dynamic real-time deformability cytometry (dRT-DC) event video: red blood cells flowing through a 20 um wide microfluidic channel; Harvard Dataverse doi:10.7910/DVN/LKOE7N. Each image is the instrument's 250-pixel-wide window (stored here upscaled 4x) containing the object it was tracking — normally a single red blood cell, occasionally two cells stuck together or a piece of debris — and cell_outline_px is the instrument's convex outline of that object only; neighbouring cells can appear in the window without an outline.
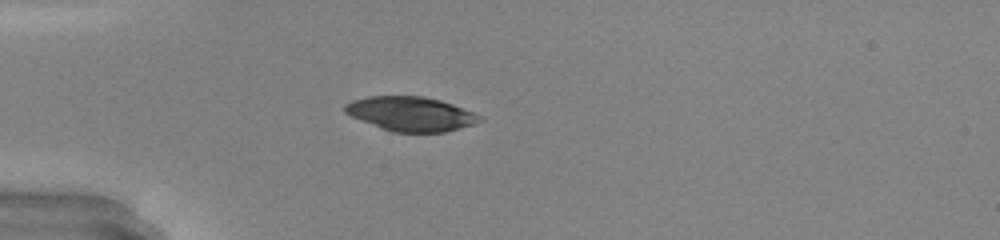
{"species": "common noctule bat (a hibernating species)", "species_latin": "Nyctalus noctula", "temperature_condition": "warm", "stored_images_in_passage": 49, "camera_frame_rate_fps": 3000, "um_per_image_px": 0.085, "animal": {"sex": "male", "body_mass_g": 20.0, "forearm_length_mm": 53.3}, "frame": {"image": 1, "passage_image": 15, "time_ms": 4.667, "image_size_px": [1000, 240], "cell_outline_px": [[484, 120], [460, 128], [444, 132], [392, 132], [380, 128], [352, 116], [344, 112], [344, 104], [352, 100], [368, 96], [424, 96], [440, 100], [476, 112]], "centroid_in_image_um": [34.92, 9.67], "position_along_channel_um": 50.1, "area_um2": 26.99}}